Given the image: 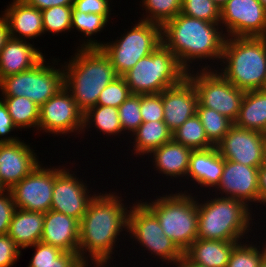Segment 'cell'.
I'll return each instance as SVG.
<instances>
[{
    "label": "cell",
    "instance_id": "obj_1",
    "mask_svg": "<svg viewBox=\"0 0 266 267\" xmlns=\"http://www.w3.org/2000/svg\"><path fill=\"white\" fill-rule=\"evenodd\" d=\"M97 192L80 220L78 255L83 262H111L122 232L127 233L131 205L119 192Z\"/></svg>",
    "mask_w": 266,
    "mask_h": 267
},
{
    "label": "cell",
    "instance_id": "obj_2",
    "mask_svg": "<svg viewBox=\"0 0 266 267\" xmlns=\"http://www.w3.org/2000/svg\"><path fill=\"white\" fill-rule=\"evenodd\" d=\"M225 38L220 23L207 22L181 13L161 26L162 43L187 72L198 68L216 69L214 66L218 67L221 61ZM207 59L209 62L212 60V65H217L208 64Z\"/></svg>",
    "mask_w": 266,
    "mask_h": 267
},
{
    "label": "cell",
    "instance_id": "obj_3",
    "mask_svg": "<svg viewBox=\"0 0 266 267\" xmlns=\"http://www.w3.org/2000/svg\"><path fill=\"white\" fill-rule=\"evenodd\" d=\"M74 51L73 57L60 63L64 70V87L85 113L97 105L101 91L119 76L101 48H77Z\"/></svg>",
    "mask_w": 266,
    "mask_h": 267
},
{
    "label": "cell",
    "instance_id": "obj_4",
    "mask_svg": "<svg viewBox=\"0 0 266 267\" xmlns=\"http://www.w3.org/2000/svg\"><path fill=\"white\" fill-rule=\"evenodd\" d=\"M212 196L213 198L207 196V199L204 197V201L197 198V238L222 241L249 240V237H252L249 234L256 223L253 222L256 213L253 214L252 209L239 199L219 197L216 194Z\"/></svg>",
    "mask_w": 266,
    "mask_h": 267
},
{
    "label": "cell",
    "instance_id": "obj_5",
    "mask_svg": "<svg viewBox=\"0 0 266 267\" xmlns=\"http://www.w3.org/2000/svg\"><path fill=\"white\" fill-rule=\"evenodd\" d=\"M220 62L216 70L235 87L266 89V37H226Z\"/></svg>",
    "mask_w": 266,
    "mask_h": 267
},
{
    "label": "cell",
    "instance_id": "obj_6",
    "mask_svg": "<svg viewBox=\"0 0 266 267\" xmlns=\"http://www.w3.org/2000/svg\"><path fill=\"white\" fill-rule=\"evenodd\" d=\"M168 194L157 195L143 203L156 215L164 234L184 253L198 236L199 195L189 193L188 189Z\"/></svg>",
    "mask_w": 266,
    "mask_h": 267
},
{
    "label": "cell",
    "instance_id": "obj_7",
    "mask_svg": "<svg viewBox=\"0 0 266 267\" xmlns=\"http://www.w3.org/2000/svg\"><path fill=\"white\" fill-rule=\"evenodd\" d=\"M122 77L132 94H159L180 84L187 77V71L175 55L161 43Z\"/></svg>",
    "mask_w": 266,
    "mask_h": 267
},
{
    "label": "cell",
    "instance_id": "obj_8",
    "mask_svg": "<svg viewBox=\"0 0 266 267\" xmlns=\"http://www.w3.org/2000/svg\"><path fill=\"white\" fill-rule=\"evenodd\" d=\"M49 60L46 61L44 58L30 70L3 78L0 81L2 93L0 96H22L38 106L43 105L64 87L63 65L58 64L61 60L59 58Z\"/></svg>",
    "mask_w": 266,
    "mask_h": 267
},
{
    "label": "cell",
    "instance_id": "obj_9",
    "mask_svg": "<svg viewBox=\"0 0 266 267\" xmlns=\"http://www.w3.org/2000/svg\"><path fill=\"white\" fill-rule=\"evenodd\" d=\"M131 29L100 47L108 56L118 76H123L143 57L151 54L162 43L161 25L136 20Z\"/></svg>",
    "mask_w": 266,
    "mask_h": 267
},
{
    "label": "cell",
    "instance_id": "obj_10",
    "mask_svg": "<svg viewBox=\"0 0 266 267\" xmlns=\"http://www.w3.org/2000/svg\"><path fill=\"white\" fill-rule=\"evenodd\" d=\"M145 199L137 200L131 205L128 214V238L140 244L146 253L172 267L184 254L163 232L156 215L143 203ZM138 201V202H137ZM130 236V237H129ZM146 250V251H145ZM155 255V256H154ZM172 265V266H171Z\"/></svg>",
    "mask_w": 266,
    "mask_h": 267
},
{
    "label": "cell",
    "instance_id": "obj_11",
    "mask_svg": "<svg viewBox=\"0 0 266 267\" xmlns=\"http://www.w3.org/2000/svg\"><path fill=\"white\" fill-rule=\"evenodd\" d=\"M193 83L202 107L214 109L233 123L236 121L245 91L231 84L216 69H201L187 72Z\"/></svg>",
    "mask_w": 266,
    "mask_h": 267
},
{
    "label": "cell",
    "instance_id": "obj_12",
    "mask_svg": "<svg viewBox=\"0 0 266 267\" xmlns=\"http://www.w3.org/2000/svg\"><path fill=\"white\" fill-rule=\"evenodd\" d=\"M83 114L71 93L63 87L40 106L38 132L54 134L53 137L75 134L74 137L79 138L83 130Z\"/></svg>",
    "mask_w": 266,
    "mask_h": 267
},
{
    "label": "cell",
    "instance_id": "obj_13",
    "mask_svg": "<svg viewBox=\"0 0 266 267\" xmlns=\"http://www.w3.org/2000/svg\"><path fill=\"white\" fill-rule=\"evenodd\" d=\"M65 165L45 167L40 162L24 179L10 189L16 208L48 212L52 205L55 174Z\"/></svg>",
    "mask_w": 266,
    "mask_h": 267
},
{
    "label": "cell",
    "instance_id": "obj_14",
    "mask_svg": "<svg viewBox=\"0 0 266 267\" xmlns=\"http://www.w3.org/2000/svg\"><path fill=\"white\" fill-rule=\"evenodd\" d=\"M220 25L226 37H266V9L259 0H228Z\"/></svg>",
    "mask_w": 266,
    "mask_h": 267
},
{
    "label": "cell",
    "instance_id": "obj_15",
    "mask_svg": "<svg viewBox=\"0 0 266 267\" xmlns=\"http://www.w3.org/2000/svg\"><path fill=\"white\" fill-rule=\"evenodd\" d=\"M76 171L66 166L55 174L51 210L77 219L79 222L96 192H90V186L79 178ZM84 181V182H83ZM88 185V186H87Z\"/></svg>",
    "mask_w": 266,
    "mask_h": 267
},
{
    "label": "cell",
    "instance_id": "obj_16",
    "mask_svg": "<svg viewBox=\"0 0 266 267\" xmlns=\"http://www.w3.org/2000/svg\"><path fill=\"white\" fill-rule=\"evenodd\" d=\"M225 159L245 166L260 167L266 162V134L233 125L216 145Z\"/></svg>",
    "mask_w": 266,
    "mask_h": 267
},
{
    "label": "cell",
    "instance_id": "obj_17",
    "mask_svg": "<svg viewBox=\"0 0 266 267\" xmlns=\"http://www.w3.org/2000/svg\"><path fill=\"white\" fill-rule=\"evenodd\" d=\"M258 171L259 167L224 159L221 181L213 192L222 197L239 199L253 210L254 203L259 206Z\"/></svg>",
    "mask_w": 266,
    "mask_h": 267
},
{
    "label": "cell",
    "instance_id": "obj_18",
    "mask_svg": "<svg viewBox=\"0 0 266 267\" xmlns=\"http://www.w3.org/2000/svg\"><path fill=\"white\" fill-rule=\"evenodd\" d=\"M24 140L0 143V180L7 190L24 179L41 161Z\"/></svg>",
    "mask_w": 266,
    "mask_h": 267
},
{
    "label": "cell",
    "instance_id": "obj_19",
    "mask_svg": "<svg viewBox=\"0 0 266 267\" xmlns=\"http://www.w3.org/2000/svg\"><path fill=\"white\" fill-rule=\"evenodd\" d=\"M164 122L173 133L187 119L196 114L198 95L186 77L180 84L162 91Z\"/></svg>",
    "mask_w": 266,
    "mask_h": 267
},
{
    "label": "cell",
    "instance_id": "obj_20",
    "mask_svg": "<svg viewBox=\"0 0 266 267\" xmlns=\"http://www.w3.org/2000/svg\"><path fill=\"white\" fill-rule=\"evenodd\" d=\"M79 226L80 222L77 219L50 209L44 213L40 242L78 254Z\"/></svg>",
    "mask_w": 266,
    "mask_h": 267
},
{
    "label": "cell",
    "instance_id": "obj_21",
    "mask_svg": "<svg viewBox=\"0 0 266 267\" xmlns=\"http://www.w3.org/2000/svg\"><path fill=\"white\" fill-rule=\"evenodd\" d=\"M27 40L9 37L0 52V81L10 75L32 69L45 55Z\"/></svg>",
    "mask_w": 266,
    "mask_h": 267
},
{
    "label": "cell",
    "instance_id": "obj_22",
    "mask_svg": "<svg viewBox=\"0 0 266 267\" xmlns=\"http://www.w3.org/2000/svg\"><path fill=\"white\" fill-rule=\"evenodd\" d=\"M224 169V158L219 154L216 146L205 150H193L190 155L189 169L186 180L201 189L205 188L212 191L220 184Z\"/></svg>",
    "mask_w": 266,
    "mask_h": 267
},
{
    "label": "cell",
    "instance_id": "obj_23",
    "mask_svg": "<svg viewBox=\"0 0 266 267\" xmlns=\"http://www.w3.org/2000/svg\"><path fill=\"white\" fill-rule=\"evenodd\" d=\"M1 12L8 23L10 37L29 41L44 35L42 12L23 0H13Z\"/></svg>",
    "mask_w": 266,
    "mask_h": 267
},
{
    "label": "cell",
    "instance_id": "obj_24",
    "mask_svg": "<svg viewBox=\"0 0 266 267\" xmlns=\"http://www.w3.org/2000/svg\"><path fill=\"white\" fill-rule=\"evenodd\" d=\"M193 150L175 142L173 139L153 150L147 157L151 159L154 171L167 177L166 179H184L180 183L186 182V175L189 169L190 155ZM150 156V157H149ZM152 156V157H151Z\"/></svg>",
    "mask_w": 266,
    "mask_h": 267
},
{
    "label": "cell",
    "instance_id": "obj_25",
    "mask_svg": "<svg viewBox=\"0 0 266 267\" xmlns=\"http://www.w3.org/2000/svg\"><path fill=\"white\" fill-rule=\"evenodd\" d=\"M43 223V212L16 208L7 235L21 250H26L27 247L41 241Z\"/></svg>",
    "mask_w": 266,
    "mask_h": 267
},
{
    "label": "cell",
    "instance_id": "obj_26",
    "mask_svg": "<svg viewBox=\"0 0 266 267\" xmlns=\"http://www.w3.org/2000/svg\"><path fill=\"white\" fill-rule=\"evenodd\" d=\"M242 241L203 240L197 238L184 254L204 267H226L233 248Z\"/></svg>",
    "mask_w": 266,
    "mask_h": 267
},
{
    "label": "cell",
    "instance_id": "obj_27",
    "mask_svg": "<svg viewBox=\"0 0 266 267\" xmlns=\"http://www.w3.org/2000/svg\"><path fill=\"white\" fill-rule=\"evenodd\" d=\"M132 140L129 139L133 150L132 154L135 157H140L144 159L145 155H149L153 150L162 146L166 142L172 140V132L164 122L160 121H150L142 122L137 130L129 136ZM144 156V157H142Z\"/></svg>",
    "mask_w": 266,
    "mask_h": 267
},
{
    "label": "cell",
    "instance_id": "obj_28",
    "mask_svg": "<svg viewBox=\"0 0 266 267\" xmlns=\"http://www.w3.org/2000/svg\"><path fill=\"white\" fill-rule=\"evenodd\" d=\"M234 125L266 134V89L245 91Z\"/></svg>",
    "mask_w": 266,
    "mask_h": 267
},
{
    "label": "cell",
    "instance_id": "obj_29",
    "mask_svg": "<svg viewBox=\"0 0 266 267\" xmlns=\"http://www.w3.org/2000/svg\"><path fill=\"white\" fill-rule=\"evenodd\" d=\"M94 127L96 132H100L106 137L121 136L123 134L121 122L119 119L118 108L112 106L96 105L89 108L83 114V134H86L90 128ZM108 135V136H107Z\"/></svg>",
    "mask_w": 266,
    "mask_h": 267
},
{
    "label": "cell",
    "instance_id": "obj_30",
    "mask_svg": "<svg viewBox=\"0 0 266 267\" xmlns=\"http://www.w3.org/2000/svg\"><path fill=\"white\" fill-rule=\"evenodd\" d=\"M27 248H33L35 251L28 267H81L83 263L78 254L42 242Z\"/></svg>",
    "mask_w": 266,
    "mask_h": 267
},
{
    "label": "cell",
    "instance_id": "obj_31",
    "mask_svg": "<svg viewBox=\"0 0 266 267\" xmlns=\"http://www.w3.org/2000/svg\"><path fill=\"white\" fill-rule=\"evenodd\" d=\"M109 24V22L99 14L94 13H82L76 11L74 8L72 9L71 16V31L76 29L80 34H82V41L79 40L80 46L76 48H100L103 45V41L101 42L98 39L96 40L94 36L96 34L101 33ZM106 26V27H105ZM93 37V38H92ZM87 38V39H86Z\"/></svg>",
    "mask_w": 266,
    "mask_h": 267
},
{
    "label": "cell",
    "instance_id": "obj_32",
    "mask_svg": "<svg viewBox=\"0 0 266 267\" xmlns=\"http://www.w3.org/2000/svg\"><path fill=\"white\" fill-rule=\"evenodd\" d=\"M8 108L13 124L17 129L26 131L29 128L37 131L39 124V110L40 106L26 97H0Z\"/></svg>",
    "mask_w": 266,
    "mask_h": 267
},
{
    "label": "cell",
    "instance_id": "obj_33",
    "mask_svg": "<svg viewBox=\"0 0 266 267\" xmlns=\"http://www.w3.org/2000/svg\"><path fill=\"white\" fill-rule=\"evenodd\" d=\"M172 139L192 150H205L214 146L208 140L205 129L197 114L187 119L176 129L172 133Z\"/></svg>",
    "mask_w": 266,
    "mask_h": 267
},
{
    "label": "cell",
    "instance_id": "obj_34",
    "mask_svg": "<svg viewBox=\"0 0 266 267\" xmlns=\"http://www.w3.org/2000/svg\"><path fill=\"white\" fill-rule=\"evenodd\" d=\"M196 114L205 129L208 140L216 146L234 125L227 117L214 109L202 107L199 103L196 107Z\"/></svg>",
    "mask_w": 266,
    "mask_h": 267
},
{
    "label": "cell",
    "instance_id": "obj_35",
    "mask_svg": "<svg viewBox=\"0 0 266 267\" xmlns=\"http://www.w3.org/2000/svg\"><path fill=\"white\" fill-rule=\"evenodd\" d=\"M181 2L182 0H141L142 5L139 3V6L145 12H143L142 18H139L162 26L180 13Z\"/></svg>",
    "mask_w": 266,
    "mask_h": 267
},
{
    "label": "cell",
    "instance_id": "obj_36",
    "mask_svg": "<svg viewBox=\"0 0 266 267\" xmlns=\"http://www.w3.org/2000/svg\"><path fill=\"white\" fill-rule=\"evenodd\" d=\"M246 241V242H245ZM248 240L239 242L230 255V259L226 267H258L261 260L266 256V241H261L254 244V242L248 243ZM248 243V244H247ZM264 246H263V245ZM258 245V246H257ZM261 245V246H260ZM262 247V248H261Z\"/></svg>",
    "mask_w": 266,
    "mask_h": 267
},
{
    "label": "cell",
    "instance_id": "obj_37",
    "mask_svg": "<svg viewBox=\"0 0 266 267\" xmlns=\"http://www.w3.org/2000/svg\"><path fill=\"white\" fill-rule=\"evenodd\" d=\"M72 9L73 6H53L42 10L44 34L48 32L55 36V34L70 32Z\"/></svg>",
    "mask_w": 266,
    "mask_h": 267
},
{
    "label": "cell",
    "instance_id": "obj_38",
    "mask_svg": "<svg viewBox=\"0 0 266 267\" xmlns=\"http://www.w3.org/2000/svg\"><path fill=\"white\" fill-rule=\"evenodd\" d=\"M180 13L207 22L220 23V8L211 0H182Z\"/></svg>",
    "mask_w": 266,
    "mask_h": 267
},
{
    "label": "cell",
    "instance_id": "obj_39",
    "mask_svg": "<svg viewBox=\"0 0 266 267\" xmlns=\"http://www.w3.org/2000/svg\"><path fill=\"white\" fill-rule=\"evenodd\" d=\"M119 119L121 122L123 135H132L142 123L140 111V95L131 94L119 107Z\"/></svg>",
    "mask_w": 266,
    "mask_h": 267
},
{
    "label": "cell",
    "instance_id": "obj_40",
    "mask_svg": "<svg viewBox=\"0 0 266 267\" xmlns=\"http://www.w3.org/2000/svg\"><path fill=\"white\" fill-rule=\"evenodd\" d=\"M131 94L125 79L119 76L101 91L97 105L118 108Z\"/></svg>",
    "mask_w": 266,
    "mask_h": 267
},
{
    "label": "cell",
    "instance_id": "obj_41",
    "mask_svg": "<svg viewBox=\"0 0 266 267\" xmlns=\"http://www.w3.org/2000/svg\"><path fill=\"white\" fill-rule=\"evenodd\" d=\"M140 111L142 122L164 120L162 92L140 95Z\"/></svg>",
    "mask_w": 266,
    "mask_h": 267
},
{
    "label": "cell",
    "instance_id": "obj_42",
    "mask_svg": "<svg viewBox=\"0 0 266 267\" xmlns=\"http://www.w3.org/2000/svg\"><path fill=\"white\" fill-rule=\"evenodd\" d=\"M112 0H74L73 8L82 13L102 15L108 22L112 15ZM111 4V6H110Z\"/></svg>",
    "mask_w": 266,
    "mask_h": 267
},
{
    "label": "cell",
    "instance_id": "obj_43",
    "mask_svg": "<svg viewBox=\"0 0 266 267\" xmlns=\"http://www.w3.org/2000/svg\"><path fill=\"white\" fill-rule=\"evenodd\" d=\"M21 249L7 234L0 235V267H12L21 257Z\"/></svg>",
    "mask_w": 266,
    "mask_h": 267
},
{
    "label": "cell",
    "instance_id": "obj_44",
    "mask_svg": "<svg viewBox=\"0 0 266 267\" xmlns=\"http://www.w3.org/2000/svg\"><path fill=\"white\" fill-rule=\"evenodd\" d=\"M16 210L10 190L0 194V235H6L9 230L13 214Z\"/></svg>",
    "mask_w": 266,
    "mask_h": 267
},
{
    "label": "cell",
    "instance_id": "obj_45",
    "mask_svg": "<svg viewBox=\"0 0 266 267\" xmlns=\"http://www.w3.org/2000/svg\"><path fill=\"white\" fill-rule=\"evenodd\" d=\"M13 131H18V129L12 122L7 106L0 99V143L16 142L21 139L16 135H10Z\"/></svg>",
    "mask_w": 266,
    "mask_h": 267
},
{
    "label": "cell",
    "instance_id": "obj_46",
    "mask_svg": "<svg viewBox=\"0 0 266 267\" xmlns=\"http://www.w3.org/2000/svg\"><path fill=\"white\" fill-rule=\"evenodd\" d=\"M27 5L35 7L40 11L53 6H73L74 0H23Z\"/></svg>",
    "mask_w": 266,
    "mask_h": 267
},
{
    "label": "cell",
    "instance_id": "obj_47",
    "mask_svg": "<svg viewBox=\"0 0 266 267\" xmlns=\"http://www.w3.org/2000/svg\"><path fill=\"white\" fill-rule=\"evenodd\" d=\"M259 205L266 207V162L259 167L258 171Z\"/></svg>",
    "mask_w": 266,
    "mask_h": 267
},
{
    "label": "cell",
    "instance_id": "obj_48",
    "mask_svg": "<svg viewBox=\"0 0 266 267\" xmlns=\"http://www.w3.org/2000/svg\"><path fill=\"white\" fill-rule=\"evenodd\" d=\"M9 27L5 17L0 14V52L9 38Z\"/></svg>",
    "mask_w": 266,
    "mask_h": 267
},
{
    "label": "cell",
    "instance_id": "obj_49",
    "mask_svg": "<svg viewBox=\"0 0 266 267\" xmlns=\"http://www.w3.org/2000/svg\"><path fill=\"white\" fill-rule=\"evenodd\" d=\"M174 265L173 267H204L191 261L185 254Z\"/></svg>",
    "mask_w": 266,
    "mask_h": 267
},
{
    "label": "cell",
    "instance_id": "obj_50",
    "mask_svg": "<svg viewBox=\"0 0 266 267\" xmlns=\"http://www.w3.org/2000/svg\"><path fill=\"white\" fill-rule=\"evenodd\" d=\"M91 263L93 264V266L92 267H116V264L114 265L113 264V266H111L110 264H111V262H107V261H103V262H83L82 263V265H81V267H90L91 266ZM89 264V265H88Z\"/></svg>",
    "mask_w": 266,
    "mask_h": 267
},
{
    "label": "cell",
    "instance_id": "obj_51",
    "mask_svg": "<svg viewBox=\"0 0 266 267\" xmlns=\"http://www.w3.org/2000/svg\"><path fill=\"white\" fill-rule=\"evenodd\" d=\"M213 1L220 9L228 0H211Z\"/></svg>",
    "mask_w": 266,
    "mask_h": 267
},
{
    "label": "cell",
    "instance_id": "obj_52",
    "mask_svg": "<svg viewBox=\"0 0 266 267\" xmlns=\"http://www.w3.org/2000/svg\"><path fill=\"white\" fill-rule=\"evenodd\" d=\"M258 267H266V256L261 260Z\"/></svg>",
    "mask_w": 266,
    "mask_h": 267
},
{
    "label": "cell",
    "instance_id": "obj_53",
    "mask_svg": "<svg viewBox=\"0 0 266 267\" xmlns=\"http://www.w3.org/2000/svg\"><path fill=\"white\" fill-rule=\"evenodd\" d=\"M5 191H7V189H6L5 186L1 183V180H0V194L4 193Z\"/></svg>",
    "mask_w": 266,
    "mask_h": 267
},
{
    "label": "cell",
    "instance_id": "obj_54",
    "mask_svg": "<svg viewBox=\"0 0 266 267\" xmlns=\"http://www.w3.org/2000/svg\"><path fill=\"white\" fill-rule=\"evenodd\" d=\"M261 3H262V5L264 6V8L266 9V0H259Z\"/></svg>",
    "mask_w": 266,
    "mask_h": 267
}]
</instances>
